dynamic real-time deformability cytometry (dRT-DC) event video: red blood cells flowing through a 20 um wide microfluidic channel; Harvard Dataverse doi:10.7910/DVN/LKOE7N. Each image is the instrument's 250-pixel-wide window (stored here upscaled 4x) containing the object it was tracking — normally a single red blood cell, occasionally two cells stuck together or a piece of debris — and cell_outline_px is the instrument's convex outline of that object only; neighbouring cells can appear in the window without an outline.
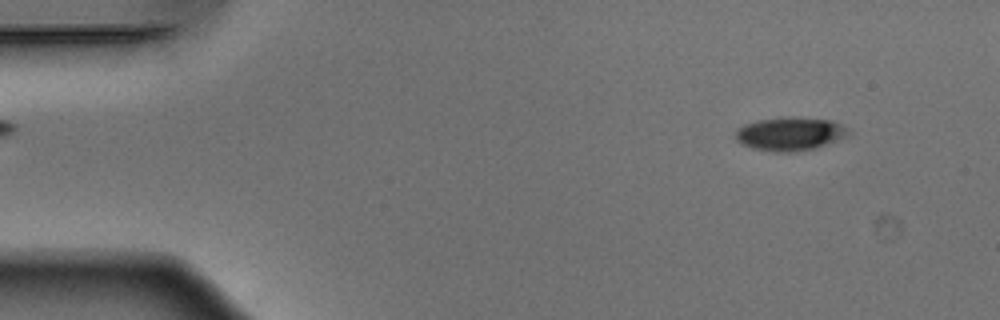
{"species": "Egyptian fruit bat (a non-hibernating species)", "species_latin": "Rousettus aegyptiacus", "temperature_condition": "warm", "stored_images_in_passage": 50, "camera_frame_rate_fps": 3000, "um_per_image_px": 0.085, "animal": {"sex": "male"}, "frame": {"image": 1, "passage_image": 4, "time_ms": 1.0, "image_size_px": [1000, 320], "cell_outline_px": [[852, 132], [848, 136], [812, 148], [788, 152], [776, 152], [752, 148], [740, 144], [736, 140], [736, 128], [744, 124], [760, 120], [836, 120], [848, 128]], "centroid_in_image_um": [67.14, 11.42], "position_along_channel_um": 17.9, "area_um2": 20.98}}
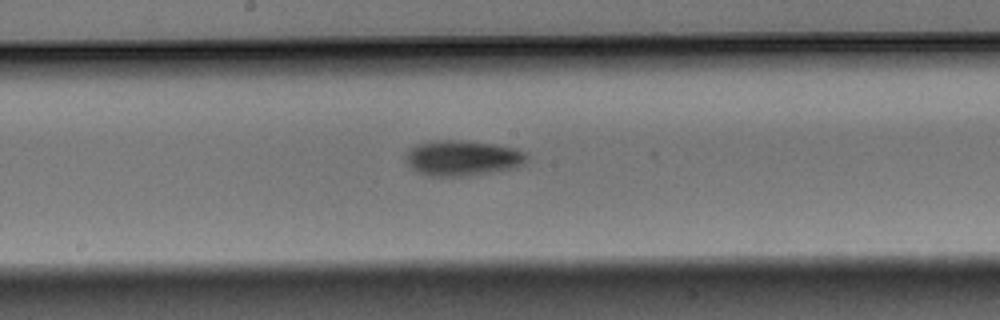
{"frame": {"image": 2, "passage_image": 26, "time_ms": 8.333, "image_size_px": [1000, 320], "cell_outline_px": [[528, 160], [524, 164], [516, 168], [472, 176], [428, 176], [416, 172], [404, 160], [408, 148], [416, 144], [432, 140], [456, 140], [492, 144], [516, 148], [524, 152], [528, 156]], "centroid_in_image_um": [39.3, 13.44], "position_along_channel_um": 208.9, "area_um2": 25.43}}
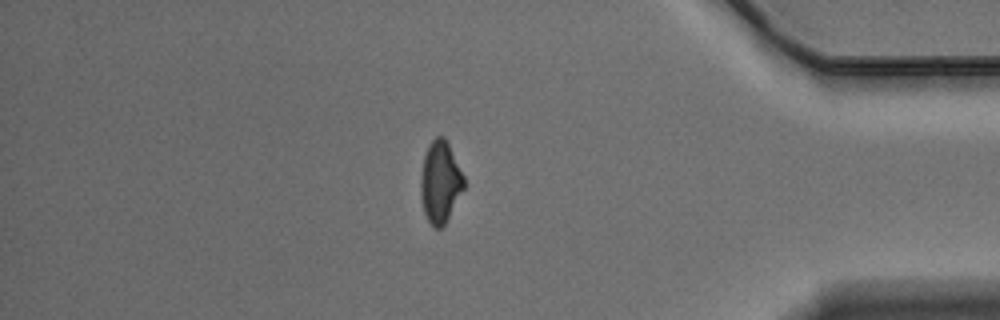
{"frame": {"image": 3, "passage_image": 43, "time_ms": 14.0, "image_size_px": [1000, 320], "cell_outline_px": [[464, 188], [444, 224], [440, 228], [432, 228], [424, 212], [420, 196], [420, 176], [424, 156], [428, 144], [436, 136], [444, 136], [464, 176]], "centroid_in_image_um": [37.39, 15.46], "position_along_channel_um": 397.8, "area_um2": 20.46}}